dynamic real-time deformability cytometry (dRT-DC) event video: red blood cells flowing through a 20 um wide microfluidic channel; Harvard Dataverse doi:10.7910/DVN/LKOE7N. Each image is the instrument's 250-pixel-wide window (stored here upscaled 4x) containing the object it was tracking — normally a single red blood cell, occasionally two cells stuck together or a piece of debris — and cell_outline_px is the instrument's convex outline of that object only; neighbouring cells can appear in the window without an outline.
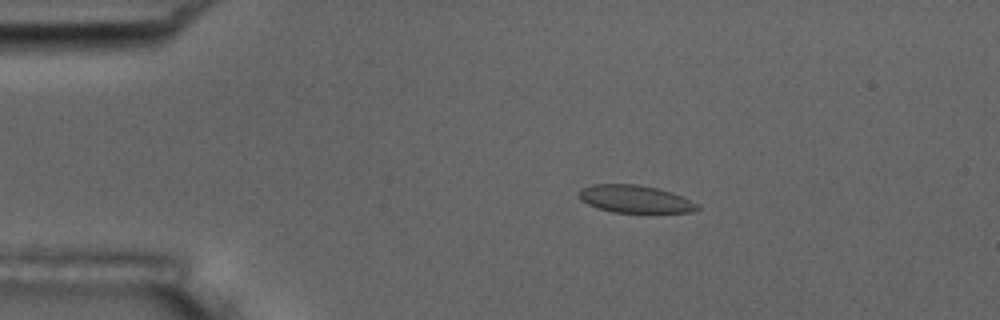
{"species": "common noctule bat (a hibernating species)", "species_latin": "Nyctalus noctula", "temperature_condition": "room temperature", "stored_images_in_passage": 50, "camera_frame_rate_fps": 3000, "um_per_image_px": 0.085, "animal": {"sex": "male", "body_mass_g": 17.5, "forearm_length_mm": 52.3}, "frame": {"image": 1, "passage_image": 6, "time_ms": 1.667, "image_size_px": [1000, 320], "cell_outline_px": [[700, 208], [696, 212], [612, 212], [596, 208], [580, 200], [580, 188], [592, 184], [636, 184], [656, 188], [672, 192], [700, 204]], "centroid_in_image_um": [53.99, 16.92], "position_along_channel_um": 31.0, "area_um2": 19.07}}
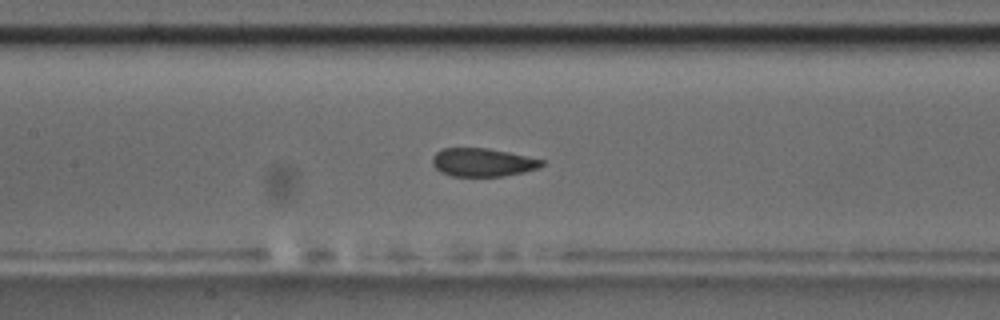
{"frame": {"image": 2, "passage_image": 21, "time_ms": 6.667, "image_size_px": [1000, 320], "cell_outline_px": [[544, 164], [536, 168], [524, 172], [504, 176], [452, 176], [440, 172], [432, 164], [432, 156], [440, 148], [488, 148], [508, 152], [544, 160]], "centroid_in_image_um": [40.98, 13.79], "position_along_channel_um": 166.4, "area_um2": 18.03}}
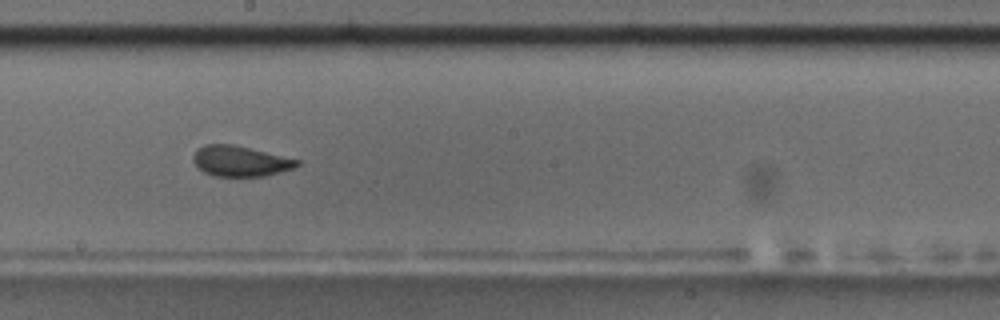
{"frame": {"image": 3, "passage_image": 26, "time_ms": 8.333, "image_size_px": [1000, 320], "cell_outline_px": [[300, 164], [296, 168], [264, 176], [216, 176], [204, 172], [192, 160], [192, 156], [196, 148], [204, 144], [232, 144], [300, 160]], "centroid_in_image_um": [20.41, 13.69], "position_along_channel_um": 227.8, "area_um2": 18.44}, "authors_computed_cell_mechanics": {"area_um2": 19.0162, "velocity_mm_per_s": 3.7123, "shape_relaxation_time_tau1_ms": null, "shape_relaxation_time_tau2_ms": 1.6838, "deformation_change_tau1": null, "deformation_change_tau2": 0.0346}}